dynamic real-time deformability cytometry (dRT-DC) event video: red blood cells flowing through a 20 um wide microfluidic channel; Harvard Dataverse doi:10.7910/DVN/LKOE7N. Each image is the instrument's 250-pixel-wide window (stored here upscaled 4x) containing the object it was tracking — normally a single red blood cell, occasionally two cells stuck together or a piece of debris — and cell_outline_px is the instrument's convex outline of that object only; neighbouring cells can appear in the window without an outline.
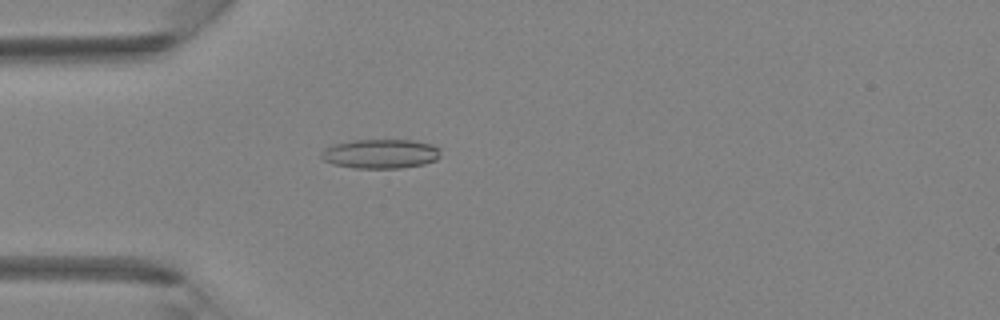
{"species": "Egyptian fruit bat (a non-hibernating species)", "species_latin": "Rousettus aegyptiacus", "temperature_condition": "room temperature", "stored_images_in_passage": 44, "camera_frame_rate_fps": 3000, "um_per_image_px": 0.085, "animal": {"sex": "female"}, "frame": {"image": 1, "passage_image": 13, "time_ms": 4.0, "image_size_px": [1000, 320], "cell_outline_px": [[440, 156], [436, 160], [424, 164], [400, 168], [352, 168], [332, 164], [324, 160], [320, 156], [320, 152], [324, 148], [332, 144], [352, 140], [412, 140], [432, 144], [440, 148]], "centroid_in_image_um": [32.32, 13.07], "position_along_channel_um": 52.7, "area_um2": 20.63}}
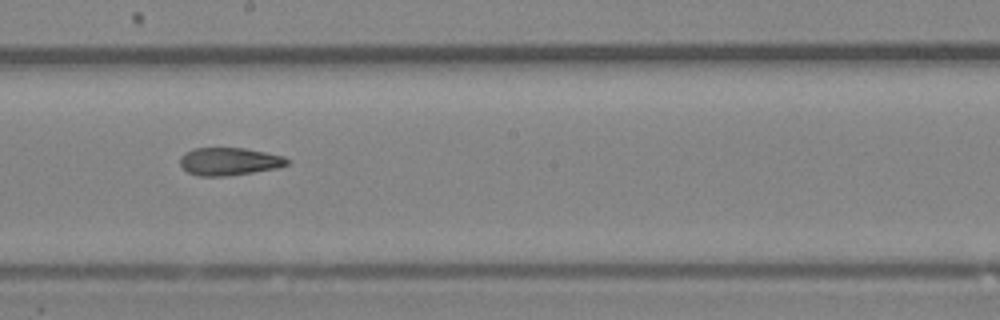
{"frame": {"image": 2, "passage_image": 25, "time_ms": 8.0, "image_size_px": [1000, 320], "cell_outline_px": [[292, 160], [288, 164], [280, 168], [228, 176], [200, 176], [188, 172], [180, 164], [180, 156], [184, 152], [192, 148], [244, 148], [284, 156]], "centroid_in_image_um": [19.51, 13.72], "position_along_channel_um": 228.7, "area_um2": 17.51}}
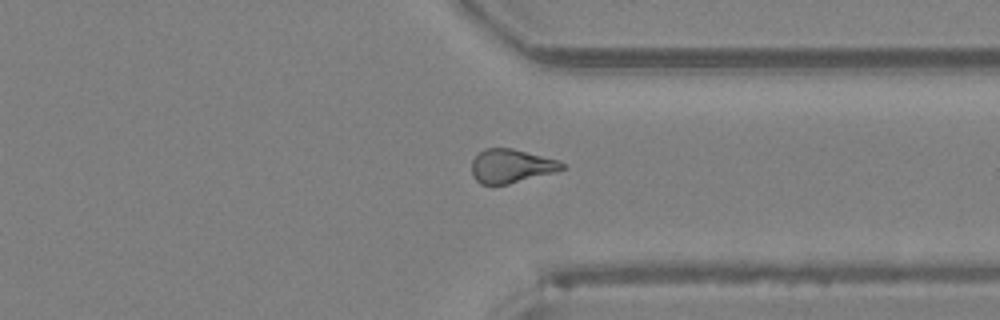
{"frame": {"image": 3, "passage_image": 34, "time_ms": 11.0, "image_size_px": [1000, 320], "cell_outline_px": [[568, 168], [556, 172], [508, 184], [480, 184], [472, 176], [472, 160], [484, 148], [512, 148], [560, 160], [568, 164]], "centroid_in_image_um": [43.52, 14.11], "position_along_channel_um": 367.9, "area_um2": 18.03}}